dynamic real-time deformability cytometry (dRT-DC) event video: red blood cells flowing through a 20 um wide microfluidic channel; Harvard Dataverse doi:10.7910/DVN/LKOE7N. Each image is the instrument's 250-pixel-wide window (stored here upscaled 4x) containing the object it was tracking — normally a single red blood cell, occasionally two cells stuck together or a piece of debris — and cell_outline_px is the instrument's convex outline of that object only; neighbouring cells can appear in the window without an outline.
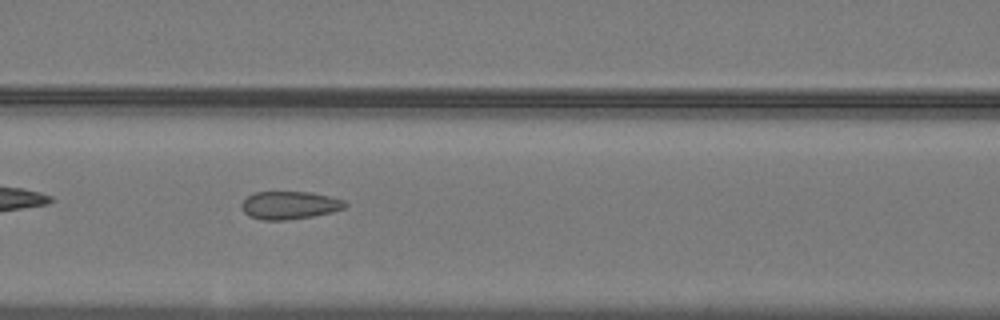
{"species": "common noctule bat (a hibernating species)", "species_latin": "Nyctalus noctula", "temperature_condition": "warm", "stored_images_in_passage": 37, "camera_frame_rate_fps": 3000, "um_per_image_px": 0.085, "animal": {"sex": "male", "body_mass_g": 19.2, "forearm_length_mm": 51.8}, "frame": {"image": 1, "passage_image": 7, "time_ms": 2.0, "image_size_px": [1000, 320], "cell_outline_px": [[348, 204], [344, 208], [332, 212], [312, 216], [284, 220], [260, 220], [248, 216], [240, 208], [240, 204], [248, 196], [256, 192], [312, 192], [344, 200]], "centroid_in_image_um": [24.58, 17.45], "position_along_channel_um": 142.0, "area_um2": 16.88}}
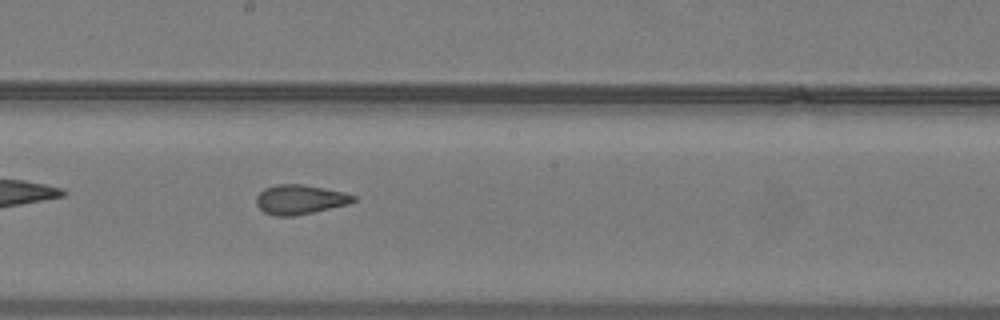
{"frame": {"image": 2, "passage_image": 13, "time_ms": 4.0, "image_size_px": [1000, 320], "cell_outline_px": [[356, 200], [348, 204], [312, 212], [292, 216], [276, 216], [264, 212], [256, 204], [256, 196], [264, 188], [276, 184], [300, 184], [324, 188], [344, 192], [356, 196]], "centroid_in_image_um": [25.48, 16.95], "position_along_channel_um": 222.7, "area_um2": 16.59}}
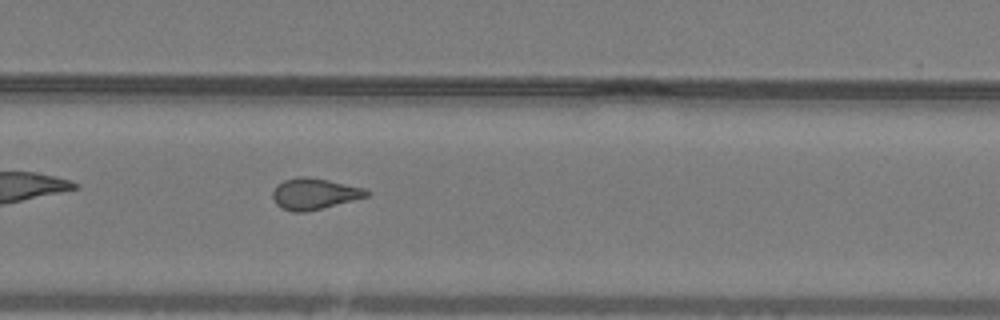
{"frame": {"image": 3, "passage_image": 19, "time_ms": 6.0, "image_size_px": [1000, 320], "cell_outline_px": [[372, 192], [368, 196], [304, 212], [292, 212], [280, 208], [276, 204], [272, 196], [272, 192], [276, 184], [284, 180], [300, 176], [304, 176], [328, 180], [364, 188]], "centroid_in_image_um": [26.67, 16.47], "position_along_channel_um": 303.1, "area_um2": 16.94}}